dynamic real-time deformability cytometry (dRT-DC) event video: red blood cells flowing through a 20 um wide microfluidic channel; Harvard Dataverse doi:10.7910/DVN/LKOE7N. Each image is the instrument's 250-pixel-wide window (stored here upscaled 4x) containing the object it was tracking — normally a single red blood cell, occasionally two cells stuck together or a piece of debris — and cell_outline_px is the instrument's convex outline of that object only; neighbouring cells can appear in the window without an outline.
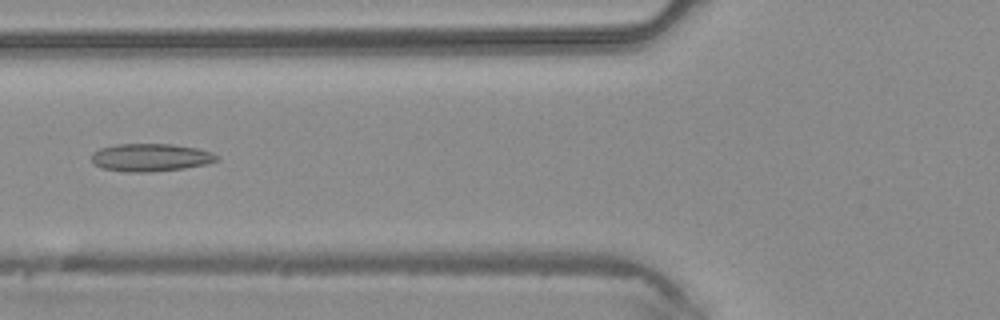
{"species": "common noctule bat (a hibernating species)", "species_latin": "Nyctalus noctula", "temperature_condition": "warm", "stored_images_in_passage": 3, "camera_frame_rate_fps": 3000, "um_per_image_px": 0.085, "animal": {"sex": "male", "body_mass_g": 20.4}, "frame": {"image": 1, "passage_image": 3, "time_ms": 0.667, "image_size_px": [1000, 320], "cell_outline_px": [[220, 156], [216, 160], [208, 164], [184, 168], [148, 172], [124, 172], [100, 168], [92, 160], [92, 152], [100, 148], [116, 144], [172, 144], [196, 148], [212, 152]], "centroid_in_image_um": [12.79, 13.38], "position_along_channel_um": 113.0, "area_um2": 20.35}}